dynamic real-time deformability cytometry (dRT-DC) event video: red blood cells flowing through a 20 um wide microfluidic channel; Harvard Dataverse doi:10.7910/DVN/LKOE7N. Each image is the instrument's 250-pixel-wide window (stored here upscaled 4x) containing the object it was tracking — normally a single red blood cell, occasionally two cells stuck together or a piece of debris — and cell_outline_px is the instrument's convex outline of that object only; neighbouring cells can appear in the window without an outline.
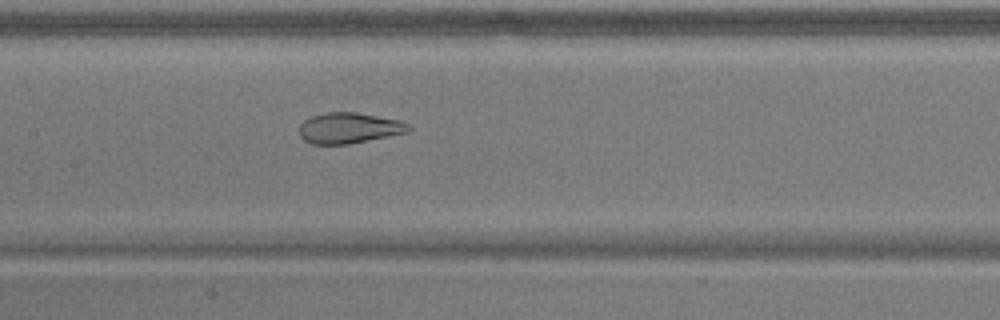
{"species": "common noctule bat (a hibernating species)", "species_latin": "Nyctalus noctula", "temperature_condition": "warm", "stored_images_in_passage": 52, "camera_frame_rate_fps": 3000, "um_per_image_px": 0.085, "animal": {"sex": "male", "body_mass_g": 17.9}, "frame": {"image": 1, "passage_image": 26, "time_ms": 8.333, "image_size_px": [1000, 320], "cell_outline_px": [[412, 128], [408, 132], [348, 144], [312, 144], [304, 140], [300, 136], [300, 124], [304, 120], [312, 116], [328, 112], [356, 112], [400, 120], [412, 124]], "centroid_in_image_um": [29.7, 10.87], "position_along_channel_um": 177.7, "area_um2": 19.59}}
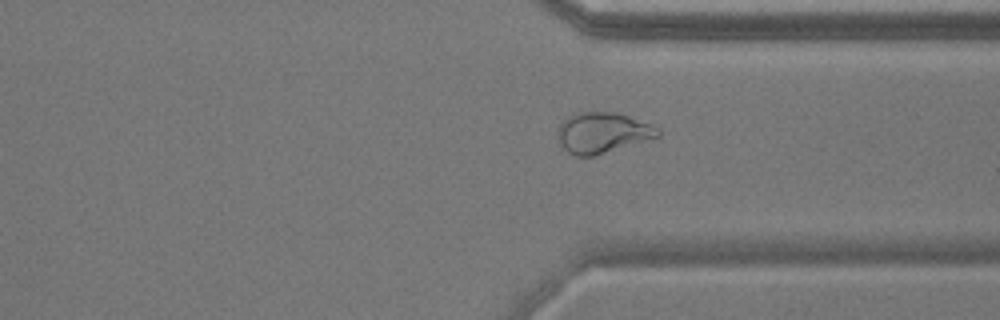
{"frame": {"image": 2, "passage_image": 41, "time_ms": 13.333, "image_size_px": [1000, 320], "cell_outline_px": [[660, 136], [592, 156], [576, 156], [568, 152], [560, 144], [556, 136], [556, 128], [568, 116], [576, 112], [616, 112], [652, 124], [660, 128]], "centroid_in_image_um": [51.18, 11.26], "position_along_channel_um": 360.2, "area_um2": 23.76}}
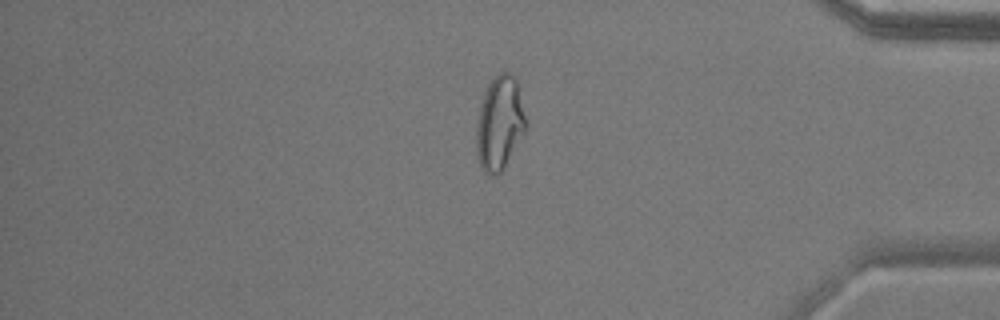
{"frame": {"image": 3, "passage_image": 46, "time_ms": 15.0, "image_size_px": [1000, 320], "cell_outline_px": [[524, 132], [500, 172], [496, 176], [492, 176], [484, 172], [480, 164], [476, 152], [476, 128], [480, 108], [484, 92], [488, 84], [500, 72], [508, 72], [516, 76], [524, 116]], "centroid_in_image_um": [42.43, 10.46], "position_along_channel_um": 392.8, "area_um2": 26.36}}